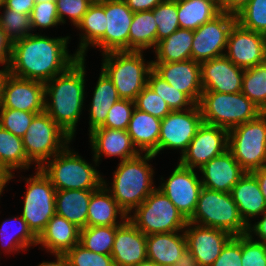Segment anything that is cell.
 I'll use <instances>...</instances> for the list:
<instances>
[{"label":"cell","mask_w":266,"mask_h":266,"mask_svg":"<svg viewBox=\"0 0 266 266\" xmlns=\"http://www.w3.org/2000/svg\"><path fill=\"white\" fill-rule=\"evenodd\" d=\"M236 22L245 29L266 36V0H250L236 14Z\"/></svg>","instance_id":"43"},{"label":"cell","mask_w":266,"mask_h":266,"mask_svg":"<svg viewBox=\"0 0 266 266\" xmlns=\"http://www.w3.org/2000/svg\"><path fill=\"white\" fill-rule=\"evenodd\" d=\"M153 70L171 86L198 104L203 92L200 63L189 59L180 62H153Z\"/></svg>","instance_id":"20"},{"label":"cell","mask_w":266,"mask_h":266,"mask_svg":"<svg viewBox=\"0 0 266 266\" xmlns=\"http://www.w3.org/2000/svg\"><path fill=\"white\" fill-rule=\"evenodd\" d=\"M250 0H220V11L236 15Z\"/></svg>","instance_id":"55"},{"label":"cell","mask_w":266,"mask_h":266,"mask_svg":"<svg viewBox=\"0 0 266 266\" xmlns=\"http://www.w3.org/2000/svg\"><path fill=\"white\" fill-rule=\"evenodd\" d=\"M228 150L246 172L266 166V113L228 131Z\"/></svg>","instance_id":"9"},{"label":"cell","mask_w":266,"mask_h":266,"mask_svg":"<svg viewBox=\"0 0 266 266\" xmlns=\"http://www.w3.org/2000/svg\"><path fill=\"white\" fill-rule=\"evenodd\" d=\"M134 12L123 0H105L106 31L93 45L102 54L112 51H129V29Z\"/></svg>","instance_id":"18"},{"label":"cell","mask_w":266,"mask_h":266,"mask_svg":"<svg viewBox=\"0 0 266 266\" xmlns=\"http://www.w3.org/2000/svg\"><path fill=\"white\" fill-rule=\"evenodd\" d=\"M89 138L94 163H98L102 155L117 156L124 161L140 154L126 130L98 127L89 133Z\"/></svg>","instance_id":"24"},{"label":"cell","mask_w":266,"mask_h":266,"mask_svg":"<svg viewBox=\"0 0 266 266\" xmlns=\"http://www.w3.org/2000/svg\"><path fill=\"white\" fill-rule=\"evenodd\" d=\"M96 190H56L55 213L82 229L87 227L88 206Z\"/></svg>","instance_id":"30"},{"label":"cell","mask_w":266,"mask_h":266,"mask_svg":"<svg viewBox=\"0 0 266 266\" xmlns=\"http://www.w3.org/2000/svg\"><path fill=\"white\" fill-rule=\"evenodd\" d=\"M70 37L28 35L12 43L8 71L11 75L43 83L65 72L80 57L69 55Z\"/></svg>","instance_id":"1"},{"label":"cell","mask_w":266,"mask_h":266,"mask_svg":"<svg viewBox=\"0 0 266 266\" xmlns=\"http://www.w3.org/2000/svg\"><path fill=\"white\" fill-rule=\"evenodd\" d=\"M241 92L266 113V62L244 70Z\"/></svg>","instance_id":"38"},{"label":"cell","mask_w":266,"mask_h":266,"mask_svg":"<svg viewBox=\"0 0 266 266\" xmlns=\"http://www.w3.org/2000/svg\"><path fill=\"white\" fill-rule=\"evenodd\" d=\"M119 226H88L80 229L79 244L97 254L111 255Z\"/></svg>","instance_id":"39"},{"label":"cell","mask_w":266,"mask_h":266,"mask_svg":"<svg viewBox=\"0 0 266 266\" xmlns=\"http://www.w3.org/2000/svg\"><path fill=\"white\" fill-rule=\"evenodd\" d=\"M31 26L35 28L55 27L60 23L56 1L36 2L30 14Z\"/></svg>","instance_id":"48"},{"label":"cell","mask_w":266,"mask_h":266,"mask_svg":"<svg viewBox=\"0 0 266 266\" xmlns=\"http://www.w3.org/2000/svg\"><path fill=\"white\" fill-rule=\"evenodd\" d=\"M14 222H17V227L18 225L19 227L15 228L16 231L11 232L12 230L10 231V226L11 224L13 225ZM0 227V237L2 238L1 245H3V249L7 253H13L14 251L18 252L19 250L23 249L28 250L27 248L31 247L32 245H38L37 237L28 228L27 222L22 218L21 215L20 217L17 216L5 220ZM9 232L11 234H9Z\"/></svg>","instance_id":"37"},{"label":"cell","mask_w":266,"mask_h":266,"mask_svg":"<svg viewBox=\"0 0 266 266\" xmlns=\"http://www.w3.org/2000/svg\"><path fill=\"white\" fill-rule=\"evenodd\" d=\"M128 215V220L144 235L183 232L188 220L159 189L154 191Z\"/></svg>","instance_id":"8"},{"label":"cell","mask_w":266,"mask_h":266,"mask_svg":"<svg viewBox=\"0 0 266 266\" xmlns=\"http://www.w3.org/2000/svg\"><path fill=\"white\" fill-rule=\"evenodd\" d=\"M199 171L203 187L224 193H231L233 186L246 173L228 149L204 164Z\"/></svg>","instance_id":"22"},{"label":"cell","mask_w":266,"mask_h":266,"mask_svg":"<svg viewBox=\"0 0 266 266\" xmlns=\"http://www.w3.org/2000/svg\"><path fill=\"white\" fill-rule=\"evenodd\" d=\"M0 108L42 113L45 111L44 83L19 78L8 73L2 87Z\"/></svg>","instance_id":"17"},{"label":"cell","mask_w":266,"mask_h":266,"mask_svg":"<svg viewBox=\"0 0 266 266\" xmlns=\"http://www.w3.org/2000/svg\"><path fill=\"white\" fill-rule=\"evenodd\" d=\"M154 157L151 153H140L132 159L120 161L110 187L103 178V186L127 216L156 188L153 184V168L147 163Z\"/></svg>","instance_id":"3"},{"label":"cell","mask_w":266,"mask_h":266,"mask_svg":"<svg viewBox=\"0 0 266 266\" xmlns=\"http://www.w3.org/2000/svg\"><path fill=\"white\" fill-rule=\"evenodd\" d=\"M160 129L161 119L134 108L126 131L141 154L157 156Z\"/></svg>","instance_id":"27"},{"label":"cell","mask_w":266,"mask_h":266,"mask_svg":"<svg viewBox=\"0 0 266 266\" xmlns=\"http://www.w3.org/2000/svg\"><path fill=\"white\" fill-rule=\"evenodd\" d=\"M147 258L160 266H173L187 249L186 238L178 232L146 237Z\"/></svg>","instance_id":"28"},{"label":"cell","mask_w":266,"mask_h":266,"mask_svg":"<svg viewBox=\"0 0 266 266\" xmlns=\"http://www.w3.org/2000/svg\"><path fill=\"white\" fill-rule=\"evenodd\" d=\"M194 30L179 28L169 37L159 41L152 62H180L191 59Z\"/></svg>","instance_id":"34"},{"label":"cell","mask_w":266,"mask_h":266,"mask_svg":"<svg viewBox=\"0 0 266 266\" xmlns=\"http://www.w3.org/2000/svg\"><path fill=\"white\" fill-rule=\"evenodd\" d=\"M242 266H266V244L242 235Z\"/></svg>","instance_id":"49"},{"label":"cell","mask_w":266,"mask_h":266,"mask_svg":"<svg viewBox=\"0 0 266 266\" xmlns=\"http://www.w3.org/2000/svg\"><path fill=\"white\" fill-rule=\"evenodd\" d=\"M118 214H120V222L117 220ZM127 219L126 213L103 185L91 195L88 206L87 227L120 226Z\"/></svg>","instance_id":"29"},{"label":"cell","mask_w":266,"mask_h":266,"mask_svg":"<svg viewBox=\"0 0 266 266\" xmlns=\"http://www.w3.org/2000/svg\"><path fill=\"white\" fill-rule=\"evenodd\" d=\"M211 1L177 0V15L180 28L196 30L220 13Z\"/></svg>","instance_id":"35"},{"label":"cell","mask_w":266,"mask_h":266,"mask_svg":"<svg viewBox=\"0 0 266 266\" xmlns=\"http://www.w3.org/2000/svg\"><path fill=\"white\" fill-rule=\"evenodd\" d=\"M35 0H2V4L11 10L30 15L35 5Z\"/></svg>","instance_id":"52"},{"label":"cell","mask_w":266,"mask_h":266,"mask_svg":"<svg viewBox=\"0 0 266 266\" xmlns=\"http://www.w3.org/2000/svg\"><path fill=\"white\" fill-rule=\"evenodd\" d=\"M203 91L238 93L242 90L244 69L225 55L200 63Z\"/></svg>","instance_id":"21"},{"label":"cell","mask_w":266,"mask_h":266,"mask_svg":"<svg viewBox=\"0 0 266 266\" xmlns=\"http://www.w3.org/2000/svg\"><path fill=\"white\" fill-rule=\"evenodd\" d=\"M135 108L163 119L172 110L165 100L147 84L135 99Z\"/></svg>","instance_id":"45"},{"label":"cell","mask_w":266,"mask_h":266,"mask_svg":"<svg viewBox=\"0 0 266 266\" xmlns=\"http://www.w3.org/2000/svg\"><path fill=\"white\" fill-rule=\"evenodd\" d=\"M12 42L6 37L0 27V64L8 67L10 62ZM5 65V66H4Z\"/></svg>","instance_id":"53"},{"label":"cell","mask_w":266,"mask_h":266,"mask_svg":"<svg viewBox=\"0 0 266 266\" xmlns=\"http://www.w3.org/2000/svg\"><path fill=\"white\" fill-rule=\"evenodd\" d=\"M36 114L11 108H0V126L22 138Z\"/></svg>","instance_id":"44"},{"label":"cell","mask_w":266,"mask_h":266,"mask_svg":"<svg viewBox=\"0 0 266 266\" xmlns=\"http://www.w3.org/2000/svg\"><path fill=\"white\" fill-rule=\"evenodd\" d=\"M60 23H66L64 17L68 16L74 26L81 21L84 14L94 0H55Z\"/></svg>","instance_id":"50"},{"label":"cell","mask_w":266,"mask_h":266,"mask_svg":"<svg viewBox=\"0 0 266 266\" xmlns=\"http://www.w3.org/2000/svg\"><path fill=\"white\" fill-rule=\"evenodd\" d=\"M199 105L187 110H174L161 119L158 154L164 149H180L183 154L202 125Z\"/></svg>","instance_id":"13"},{"label":"cell","mask_w":266,"mask_h":266,"mask_svg":"<svg viewBox=\"0 0 266 266\" xmlns=\"http://www.w3.org/2000/svg\"><path fill=\"white\" fill-rule=\"evenodd\" d=\"M32 163L28 160L21 137L0 126V169L8 176L14 177L15 169H29Z\"/></svg>","instance_id":"33"},{"label":"cell","mask_w":266,"mask_h":266,"mask_svg":"<svg viewBox=\"0 0 266 266\" xmlns=\"http://www.w3.org/2000/svg\"><path fill=\"white\" fill-rule=\"evenodd\" d=\"M257 179L259 188L266 202V166L256 169L251 172Z\"/></svg>","instance_id":"57"},{"label":"cell","mask_w":266,"mask_h":266,"mask_svg":"<svg viewBox=\"0 0 266 266\" xmlns=\"http://www.w3.org/2000/svg\"><path fill=\"white\" fill-rule=\"evenodd\" d=\"M45 1H55V0H35V2H45Z\"/></svg>","instance_id":"64"},{"label":"cell","mask_w":266,"mask_h":266,"mask_svg":"<svg viewBox=\"0 0 266 266\" xmlns=\"http://www.w3.org/2000/svg\"><path fill=\"white\" fill-rule=\"evenodd\" d=\"M143 51H112L102 54L101 69L111 79L120 99L135 101L148 83L153 60L145 62Z\"/></svg>","instance_id":"4"},{"label":"cell","mask_w":266,"mask_h":266,"mask_svg":"<svg viewBox=\"0 0 266 266\" xmlns=\"http://www.w3.org/2000/svg\"><path fill=\"white\" fill-rule=\"evenodd\" d=\"M136 266H160L158 264H156L155 262L153 261H150V260H145L143 262H140L139 264H137Z\"/></svg>","instance_id":"62"},{"label":"cell","mask_w":266,"mask_h":266,"mask_svg":"<svg viewBox=\"0 0 266 266\" xmlns=\"http://www.w3.org/2000/svg\"><path fill=\"white\" fill-rule=\"evenodd\" d=\"M134 108V101L119 99L108 111L107 119L101 127L127 130Z\"/></svg>","instance_id":"47"},{"label":"cell","mask_w":266,"mask_h":266,"mask_svg":"<svg viewBox=\"0 0 266 266\" xmlns=\"http://www.w3.org/2000/svg\"><path fill=\"white\" fill-rule=\"evenodd\" d=\"M157 46V24L152 10L134 12L129 29V51Z\"/></svg>","instance_id":"36"},{"label":"cell","mask_w":266,"mask_h":266,"mask_svg":"<svg viewBox=\"0 0 266 266\" xmlns=\"http://www.w3.org/2000/svg\"><path fill=\"white\" fill-rule=\"evenodd\" d=\"M22 141L28 160L36 163L37 169L61 152L72 138L43 111L33 117Z\"/></svg>","instance_id":"10"},{"label":"cell","mask_w":266,"mask_h":266,"mask_svg":"<svg viewBox=\"0 0 266 266\" xmlns=\"http://www.w3.org/2000/svg\"><path fill=\"white\" fill-rule=\"evenodd\" d=\"M228 149V130L202 123L186 151L180 155L179 164L195 169L201 168Z\"/></svg>","instance_id":"14"},{"label":"cell","mask_w":266,"mask_h":266,"mask_svg":"<svg viewBox=\"0 0 266 266\" xmlns=\"http://www.w3.org/2000/svg\"><path fill=\"white\" fill-rule=\"evenodd\" d=\"M147 84L165 100L172 111L187 110L196 105L185 93L171 86L153 69L149 73Z\"/></svg>","instance_id":"40"},{"label":"cell","mask_w":266,"mask_h":266,"mask_svg":"<svg viewBox=\"0 0 266 266\" xmlns=\"http://www.w3.org/2000/svg\"><path fill=\"white\" fill-rule=\"evenodd\" d=\"M235 23L236 15L220 12L212 20L194 30L191 59L202 63L225 55L228 35Z\"/></svg>","instance_id":"12"},{"label":"cell","mask_w":266,"mask_h":266,"mask_svg":"<svg viewBox=\"0 0 266 266\" xmlns=\"http://www.w3.org/2000/svg\"><path fill=\"white\" fill-rule=\"evenodd\" d=\"M226 49L225 56L244 70L266 62V36L237 22L229 32Z\"/></svg>","instance_id":"16"},{"label":"cell","mask_w":266,"mask_h":266,"mask_svg":"<svg viewBox=\"0 0 266 266\" xmlns=\"http://www.w3.org/2000/svg\"><path fill=\"white\" fill-rule=\"evenodd\" d=\"M262 216L263 217L261 218V220L255 223L254 225H248L247 234L249 236H252L253 234L258 236V242L266 244V212L263 213Z\"/></svg>","instance_id":"56"},{"label":"cell","mask_w":266,"mask_h":266,"mask_svg":"<svg viewBox=\"0 0 266 266\" xmlns=\"http://www.w3.org/2000/svg\"><path fill=\"white\" fill-rule=\"evenodd\" d=\"M146 235L128 219L116 229L111 257L115 266H136L147 260Z\"/></svg>","instance_id":"23"},{"label":"cell","mask_w":266,"mask_h":266,"mask_svg":"<svg viewBox=\"0 0 266 266\" xmlns=\"http://www.w3.org/2000/svg\"><path fill=\"white\" fill-rule=\"evenodd\" d=\"M1 8L4 11L0 15V27L12 43L33 34L30 15L6 8L3 4Z\"/></svg>","instance_id":"41"},{"label":"cell","mask_w":266,"mask_h":266,"mask_svg":"<svg viewBox=\"0 0 266 266\" xmlns=\"http://www.w3.org/2000/svg\"><path fill=\"white\" fill-rule=\"evenodd\" d=\"M188 222L221 229L232 236L244 235L248 231L231 193L205 187L200 191L195 211Z\"/></svg>","instance_id":"7"},{"label":"cell","mask_w":266,"mask_h":266,"mask_svg":"<svg viewBox=\"0 0 266 266\" xmlns=\"http://www.w3.org/2000/svg\"><path fill=\"white\" fill-rule=\"evenodd\" d=\"M133 12L153 10L164 0H123Z\"/></svg>","instance_id":"54"},{"label":"cell","mask_w":266,"mask_h":266,"mask_svg":"<svg viewBox=\"0 0 266 266\" xmlns=\"http://www.w3.org/2000/svg\"><path fill=\"white\" fill-rule=\"evenodd\" d=\"M54 256L56 257L55 262H42L40 263L38 266H69L67 258L65 256V254H54Z\"/></svg>","instance_id":"59"},{"label":"cell","mask_w":266,"mask_h":266,"mask_svg":"<svg viewBox=\"0 0 266 266\" xmlns=\"http://www.w3.org/2000/svg\"><path fill=\"white\" fill-rule=\"evenodd\" d=\"M242 235L233 236L211 266H242Z\"/></svg>","instance_id":"51"},{"label":"cell","mask_w":266,"mask_h":266,"mask_svg":"<svg viewBox=\"0 0 266 266\" xmlns=\"http://www.w3.org/2000/svg\"><path fill=\"white\" fill-rule=\"evenodd\" d=\"M76 27L83 35L80 34L81 41L75 54L85 59L88 47L93 46L105 34V0H94Z\"/></svg>","instance_id":"31"},{"label":"cell","mask_w":266,"mask_h":266,"mask_svg":"<svg viewBox=\"0 0 266 266\" xmlns=\"http://www.w3.org/2000/svg\"><path fill=\"white\" fill-rule=\"evenodd\" d=\"M35 176L26 178L22 218L38 238L55 213L56 189L44 173L37 168Z\"/></svg>","instance_id":"11"},{"label":"cell","mask_w":266,"mask_h":266,"mask_svg":"<svg viewBox=\"0 0 266 266\" xmlns=\"http://www.w3.org/2000/svg\"><path fill=\"white\" fill-rule=\"evenodd\" d=\"M202 183L194 169L180 164L158 188L188 220L194 213Z\"/></svg>","instance_id":"15"},{"label":"cell","mask_w":266,"mask_h":266,"mask_svg":"<svg viewBox=\"0 0 266 266\" xmlns=\"http://www.w3.org/2000/svg\"><path fill=\"white\" fill-rule=\"evenodd\" d=\"M45 163L39 169L56 190H98L103 185V177L95 169L98 163L92 166L68 145Z\"/></svg>","instance_id":"5"},{"label":"cell","mask_w":266,"mask_h":266,"mask_svg":"<svg viewBox=\"0 0 266 266\" xmlns=\"http://www.w3.org/2000/svg\"><path fill=\"white\" fill-rule=\"evenodd\" d=\"M213 2L218 8L220 7V0H206Z\"/></svg>","instance_id":"63"},{"label":"cell","mask_w":266,"mask_h":266,"mask_svg":"<svg viewBox=\"0 0 266 266\" xmlns=\"http://www.w3.org/2000/svg\"><path fill=\"white\" fill-rule=\"evenodd\" d=\"M69 266H115L111 255L97 254L75 245L65 253Z\"/></svg>","instance_id":"46"},{"label":"cell","mask_w":266,"mask_h":266,"mask_svg":"<svg viewBox=\"0 0 266 266\" xmlns=\"http://www.w3.org/2000/svg\"><path fill=\"white\" fill-rule=\"evenodd\" d=\"M184 234L187 249L195 257L198 266H211L233 237L227 231L191 222L187 223Z\"/></svg>","instance_id":"19"},{"label":"cell","mask_w":266,"mask_h":266,"mask_svg":"<svg viewBox=\"0 0 266 266\" xmlns=\"http://www.w3.org/2000/svg\"><path fill=\"white\" fill-rule=\"evenodd\" d=\"M80 228L64 217L55 214L37 238V244L52 254H65L79 244Z\"/></svg>","instance_id":"25"},{"label":"cell","mask_w":266,"mask_h":266,"mask_svg":"<svg viewBox=\"0 0 266 266\" xmlns=\"http://www.w3.org/2000/svg\"><path fill=\"white\" fill-rule=\"evenodd\" d=\"M85 67V59L80 57L65 72L44 83L45 111L72 139L84 106Z\"/></svg>","instance_id":"2"},{"label":"cell","mask_w":266,"mask_h":266,"mask_svg":"<svg viewBox=\"0 0 266 266\" xmlns=\"http://www.w3.org/2000/svg\"><path fill=\"white\" fill-rule=\"evenodd\" d=\"M8 67H4L3 69L0 70V105H1V99H2V87L4 80L6 76L8 75Z\"/></svg>","instance_id":"60"},{"label":"cell","mask_w":266,"mask_h":266,"mask_svg":"<svg viewBox=\"0 0 266 266\" xmlns=\"http://www.w3.org/2000/svg\"><path fill=\"white\" fill-rule=\"evenodd\" d=\"M173 266H198L193 254L186 249Z\"/></svg>","instance_id":"58"},{"label":"cell","mask_w":266,"mask_h":266,"mask_svg":"<svg viewBox=\"0 0 266 266\" xmlns=\"http://www.w3.org/2000/svg\"><path fill=\"white\" fill-rule=\"evenodd\" d=\"M203 123L226 130L256 119L263 113L242 92L203 91L198 103Z\"/></svg>","instance_id":"6"},{"label":"cell","mask_w":266,"mask_h":266,"mask_svg":"<svg viewBox=\"0 0 266 266\" xmlns=\"http://www.w3.org/2000/svg\"><path fill=\"white\" fill-rule=\"evenodd\" d=\"M152 12L157 24V43L180 28L177 15V0H164Z\"/></svg>","instance_id":"42"},{"label":"cell","mask_w":266,"mask_h":266,"mask_svg":"<svg viewBox=\"0 0 266 266\" xmlns=\"http://www.w3.org/2000/svg\"><path fill=\"white\" fill-rule=\"evenodd\" d=\"M8 176L0 169V196L8 183L7 181Z\"/></svg>","instance_id":"61"},{"label":"cell","mask_w":266,"mask_h":266,"mask_svg":"<svg viewBox=\"0 0 266 266\" xmlns=\"http://www.w3.org/2000/svg\"><path fill=\"white\" fill-rule=\"evenodd\" d=\"M239 214L245 224H251L250 218L266 212V202L259 188L256 177L251 172L245 175L233 186L231 191Z\"/></svg>","instance_id":"26"},{"label":"cell","mask_w":266,"mask_h":266,"mask_svg":"<svg viewBox=\"0 0 266 266\" xmlns=\"http://www.w3.org/2000/svg\"><path fill=\"white\" fill-rule=\"evenodd\" d=\"M120 99L111 79L101 70L96 87L94 88L92 102L89 110V133L101 127L113 104Z\"/></svg>","instance_id":"32"}]
</instances>
